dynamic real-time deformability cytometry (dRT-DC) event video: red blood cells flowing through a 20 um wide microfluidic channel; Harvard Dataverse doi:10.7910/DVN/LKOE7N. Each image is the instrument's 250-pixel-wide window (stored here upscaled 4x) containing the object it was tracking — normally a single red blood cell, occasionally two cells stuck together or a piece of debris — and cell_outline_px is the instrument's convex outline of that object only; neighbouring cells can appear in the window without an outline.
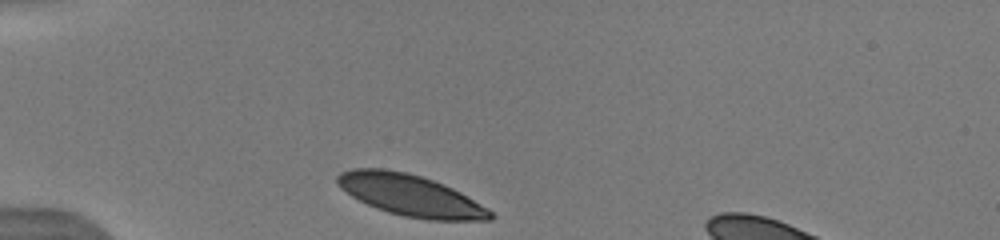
{"species": "human", "species_latin": "Homo sapiens", "temperature_condition": "warm", "stored_images_in_passage": 31, "camera_frame_rate_fps": 3000, "um_per_image_px": 0.085, "donor": {"sex": "male"}, "frame": {"image": 1, "passage_image": 1, "time_ms": 0.0, "image_size_px": [1000, 240], "cell_outline_px": [[496, 216], [492, 220], [428, 220], [404, 216], [388, 212], [376, 208], [352, 196], [340, 188], [336, 184], [336, 176], [340, 172], [352, 168], [384, 168], [408, 172], [444, 184], [460, 192], [488, 208]], "centroid_in_image_um": [34.88, 16.59], "position_along_channel_um": 50.1, "area_um2": 36.99}, "authors_computed_cell_mechanics": {"area_um2": 37.6856, "velocity_mm_per_s": 3.9674, "shape_relaxation_time_tau1_ms": 1.7532, "shape_relaxation_time_tau2_ms": null, "deformation_change_tau1": 0.0723, "deformation_change_tau2": null}}